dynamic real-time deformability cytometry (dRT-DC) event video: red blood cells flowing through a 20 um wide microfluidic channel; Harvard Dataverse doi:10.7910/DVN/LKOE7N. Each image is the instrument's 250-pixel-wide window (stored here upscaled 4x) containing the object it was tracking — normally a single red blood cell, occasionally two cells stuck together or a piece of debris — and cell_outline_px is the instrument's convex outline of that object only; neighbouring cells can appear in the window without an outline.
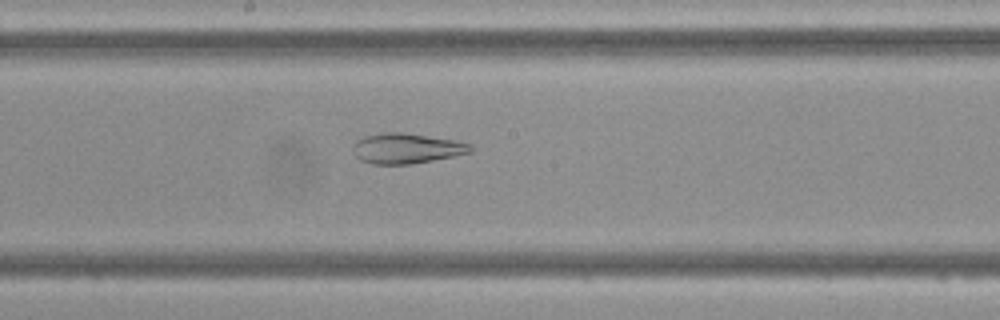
{"species": "Egyptian fruit bat (a non-hibernating species)", "species_latin": "Rousettus aegyptiacus", "temperature_condition": "cold", "stored_images_in_passage": 46, "camera_frame_rate_fps": 3000, "um_per_image_px": 0.085, "frame": {"image": 1, "passage_image": 24, "time_ms": 7.667, "image_size_px": [1000, 320], "cell_outline_px": [[472, 152], [412, 164], [372, 164], [360, 160], [352, 152], [352, 144], [356, 140], [364, 136], [384, 132], [404, 132], [456, 140], [472, 144]], "centroid_in_image_um": [34.52, 12.6], "position_along_channel_um": 213.7, "area_um2": 20.92}}
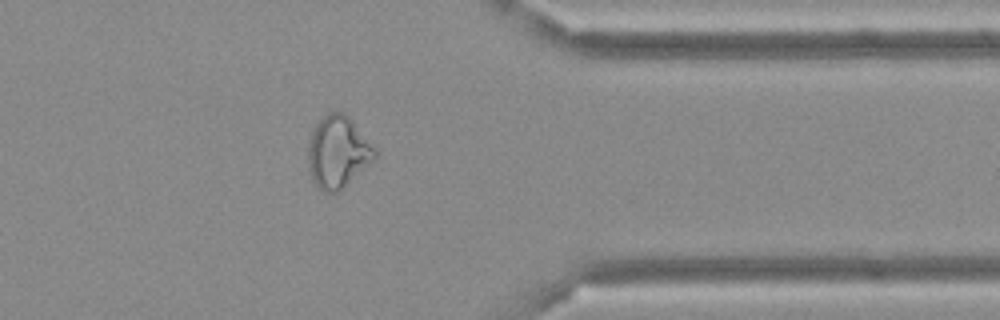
{"frame": {"image": 2, "passage_image": 37, "time_ms": 12.0, "image_size_px": [1000, 320], "cell_outline_px": [[380, 152], [372, 160], [336, 192], [320, 192], [312, 176], [308, 160], [308, 140], [316, 124], [324, 116], [332, 112], [344, 112], [352, 120]], "centroid_in_image_um": [28.72, 12.88], "position_along_channel_um": 382.7, "area_um2": 27.4}}
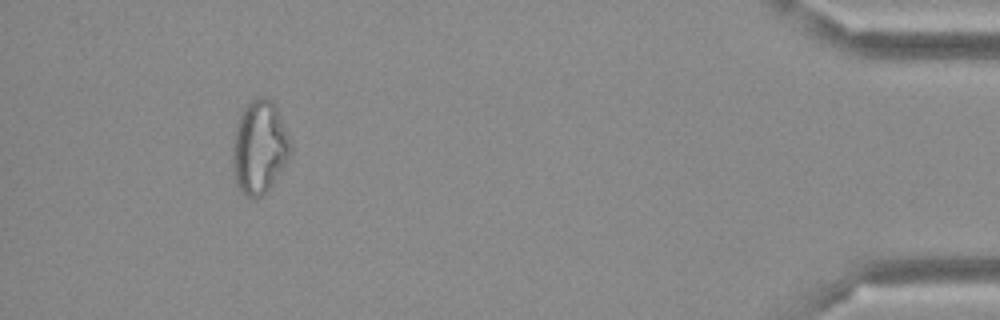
{"frame": {"image": 3, "passage_image": 43, "time_ms": 14.0, "image_size_px": [1000, 320], "cell_outline_px": [[292, 152], [272, 184], [264, 196], [244, 196], [240, 192], [236, 184], [232, 172], [232, 144], [236, 124], [244, 108], [252, 100], [260, 96], [264, 96], [272, 100], [276, 108], [292, 144]], "centroid_in_image_um": [22.03, 12.54], "position_along_channel_um": 413.2, "area_um2": 31.5}}